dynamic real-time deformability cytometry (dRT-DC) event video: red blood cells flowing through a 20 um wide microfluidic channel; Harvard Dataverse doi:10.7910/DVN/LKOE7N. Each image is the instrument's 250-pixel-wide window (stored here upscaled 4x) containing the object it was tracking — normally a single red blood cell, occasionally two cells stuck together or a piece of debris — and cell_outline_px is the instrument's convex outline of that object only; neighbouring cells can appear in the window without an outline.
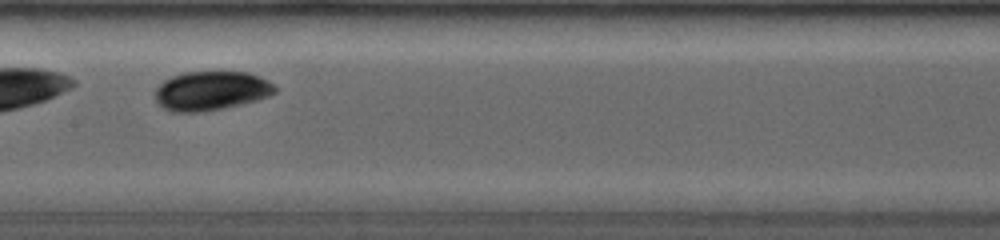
{"species": "common noctule bat (a hibernating species)", "species_latin": "Nyctalus noctula", "temperature_condition": "room temperature", "stored_images_in_passage": 34, "camera_frame_rate_fps": 4000, "um_per_image_px": 0.085, "animal": {"sex": "female", "body_mass_g": 19.0, "forearm_length_mm": 53.3}, "frame": {"image": 1, "passage_image": 15, "time_ms": 3.5, "image_size_px": [1000, 240], "cell_outline_px": [[276, 92], [268, 96], [256, 100], [224, 108], [200, 112], [172, 112], [164, 108], [156, 100], [156, 88], [164, 80], [172, 76], [184, 72], [248, 72], [260, 76], [268, 80], [276, 88]], "centroid_in_image_um": [17.95, 7.71], "position_along_channel_um": 189.5, "area_um2": 27.22}}